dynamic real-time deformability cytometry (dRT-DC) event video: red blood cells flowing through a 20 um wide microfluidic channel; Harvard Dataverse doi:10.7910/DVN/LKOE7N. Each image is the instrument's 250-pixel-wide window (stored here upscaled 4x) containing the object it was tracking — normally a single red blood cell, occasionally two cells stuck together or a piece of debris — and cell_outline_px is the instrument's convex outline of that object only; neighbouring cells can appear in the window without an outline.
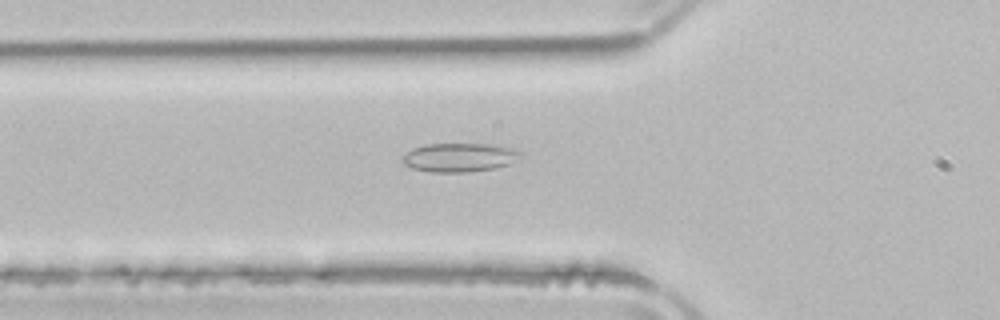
{"species": "common noctule bat (a hibernating species)", "species_latin": "Nyctalus noctula", "temperature_condition": "room temperature", "stored_images_in_passage": 38, "segment_of_instrument_passage": [1, 2], "camera_frame_rate_fps": 3000, "um_per_image_px": 0.085, "animal": {"sex": "male", "body_mass_g": 21.5, "forearm_length_mm": 52.0}, "frame": {"image": 1, "passage_image": 4, "time_ms": 1.0, "image_size_px": [1000, 320], "cell_outline_px": [[524, 156], [508, 164], [492, 168], [468, 172], [432, 172], [412, 168], [404, 164], [400, 156], [412, 148], [424, 144], [492, 144], [516, 148]], "centroid_in_image_um": [39.04, 13.37], "position_along_channel_um": 86.8, "area_um2": 20.0}}
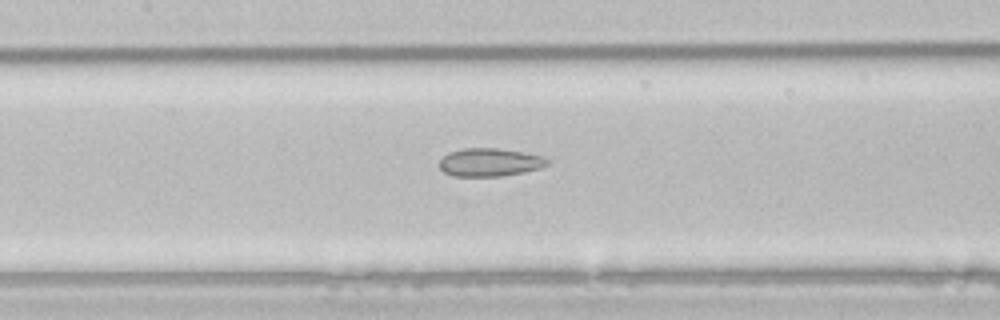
{"frame": {"image": 2, "passage_image": 10, "time_ms": 3.0, "image_size_px": [1000, 320], "cell_outline_px": [[548, 164], [540, 168], [524, 172], [500, 176], [452, 176], [444, 172], [440, 168], [440, 160], [448, 152], [464, 148], [496, 148], [544, 156], [548, 160]], "centroid_in_image_um": [41.61, 13.8], "position_along_channel_um": 165.8, "area_um2": 17.57}}
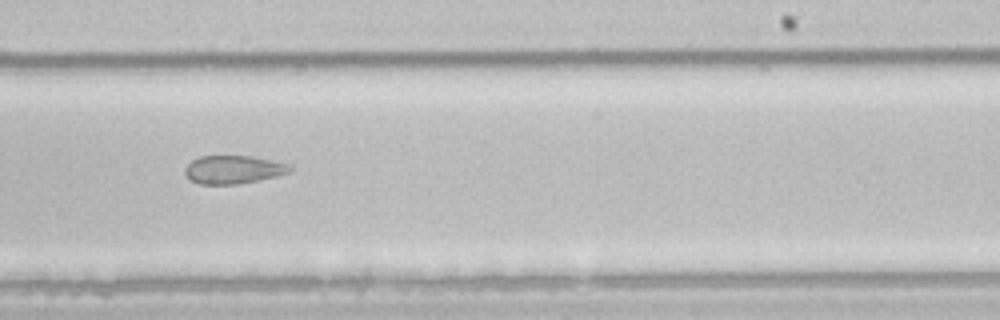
{"frame": {"image": 3, "passage_image": 18, "time_ms": 5.667, "image_size_px": [1000, 320], "cell_outline_px": [[292, 172], [260, 180], [236, 184], [200, 184], [192, 180], [184, 172], [184, 168], [192, 160], [200, 156], [252, 156], [292, 164]], "centroid_in_image_um": [19.89, 14.41], "position_along_channel_um": 269.1, "area_um2": 17.34}}